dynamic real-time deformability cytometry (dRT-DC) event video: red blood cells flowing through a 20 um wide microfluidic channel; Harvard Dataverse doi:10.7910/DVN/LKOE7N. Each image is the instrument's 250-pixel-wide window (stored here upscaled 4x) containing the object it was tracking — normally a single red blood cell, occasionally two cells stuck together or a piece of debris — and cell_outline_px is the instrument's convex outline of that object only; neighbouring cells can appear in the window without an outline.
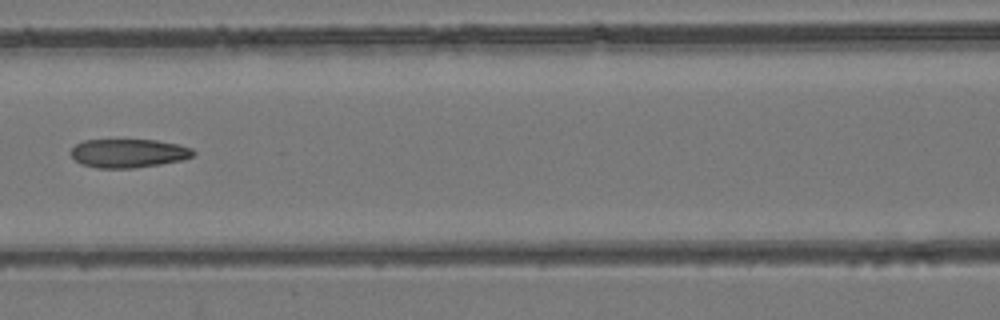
{"species": "common noctule bat (a hibernating species)", "species_latin": "Nyctalus noctula", "temperature_condition": "room temperature", "stored_images_in_passage": 8, "camera_frame_rate_fps": 3000, "um_per_image_px": 0.085, "animal": {"sex": "female", "body_mass_g": 24.6, "forearm_length_mm": 56.2}, "frame": {"image": 1, "passage_image": 7, "time_ms": 2.0, "image_size_px": [1000, 320], "cell_outline_px": [[196, 152], [192, 156], [184, 160], [160, 164], [132, 168], [96, 168], [80, 164], [72, 156], [72, 148], [76, 144], [84, 140], [156, 140], [176, 144], [192, 148]], "centroid_in_image_um": [10.93, 13.03], "position_along_channel_um": 155.7, "area_um2": 20.4}}
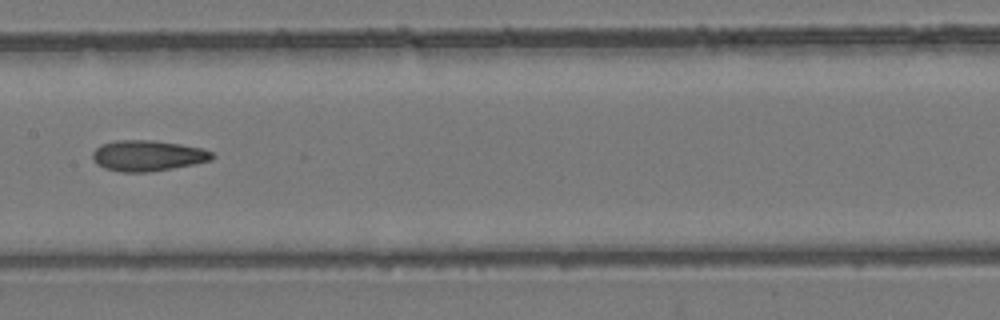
{"frame": {"image": 2, "passage_image": 8, "time_ms": 2.333, "image_size_px": [1000, 320], "cell_outline_px": [[216, 156], [212, 160], [172, 168], [148, 172], [120, 172], [104, 168], [96, 164], [92, 156], [92, 152], [100, 144], [116, 140], [152, 140], [180, 144], [200, 148], [212, 152]], "centroid_in_image_um": [12.52, 13.23], "position_along_channel_um": 194.9, "area_um2": 21.44}}